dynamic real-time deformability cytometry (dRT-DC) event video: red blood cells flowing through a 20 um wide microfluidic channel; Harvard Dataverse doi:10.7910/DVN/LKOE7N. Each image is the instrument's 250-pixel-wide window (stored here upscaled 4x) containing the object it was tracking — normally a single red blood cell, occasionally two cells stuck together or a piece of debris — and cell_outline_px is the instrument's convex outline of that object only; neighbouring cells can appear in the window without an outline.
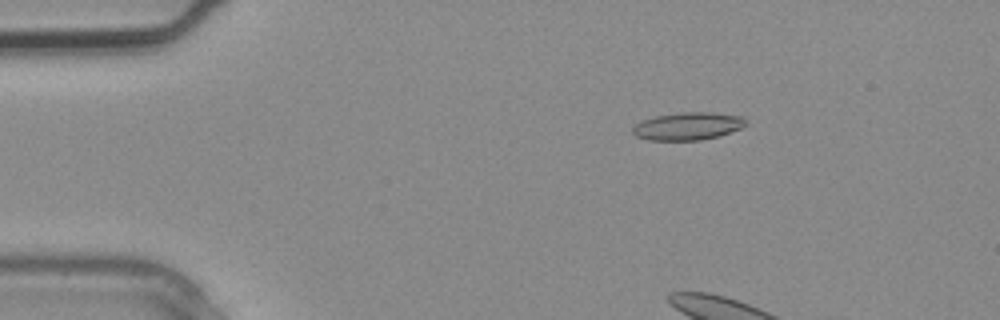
{"species": "common noctule bat (a hibernating species)", "species_latin": "Nyctalus noctula", "temperature_condition": "warm", "stored_images_in_passage": 2, "camera_frame_rate_fps": 3000, "um_per_image_px": 0.085, "animal": {"sex": "male", "body_mass_g": 20.4}, "frame": {"image": 1, "passage_image": 2, "time_ms": 0.333, "image_size_px": [1000, 320], "cell_outline_px": [[748, 124], [740, 128], [720, 136], [700, 140], [648, 140], [636, 136], [632, 132], [632, 128], [640, 120], [656, 116], [680, 112], [712, 112], [744, 116], [748, 120]], "centroid_in_image_um": [58.5, 10.71], "position_along_channel_um": 26.5, "area_um2": 18.5}}